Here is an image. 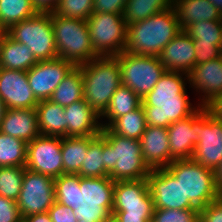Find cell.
Masks as SVG:
<instances>
[{"instance_id":"ab89813d","label":"cell","mask_w":222,"mask_h":222,"mask_svg":"<svg viewBox=\"0 0 222 222\" xmlns=\"http://www.w3.org/2000/svg\"><path fill=\"white\" fill-rule=\"evenodd\" d=\"M113 207H80L74 209L77 222H103Z\"/></svg>"},{"instance_id":"4dcf8cb0","label":"cell","mask_w":222,"mask_h":222,"mask_svg":"<svg viewBox=\"0 0 222 222\" xmlns=\"http://www.w3.org/2000/svg\"><path fill=\"white\" fill-rule=\"evenodd\" d=\"M55 200L73 210L81 205L80 176L63 174L54 179Z\"/></svg>"},{"instance_id":"7402d4cb","label":"cell","mask_w":222,"mask_h":222,"mask_svg":"<svg viewBox=\"0 0 222 222\" xmlns=\"http://www.w3.org/2000/svg\"><path fill=\"white\" fill-rule=\"evenodd\" d=\"M0 132L21 139L25 143L31 142L41 135L36 109L6 108L0 123Z\"/></svg>"},{"instance_id":"4fadbf2b","label":"cell","mask_w":222,"mask_h":222,"mask_svg":"<svg viewBox=\"0 0 222 222\" xmlns=\"http://www.w3.org/2000/svg\"><path fill=\"white\" fill-rule=\"evenodd\" d=\"M62 137L40 135L27 143L25 168L57 178L63 175Z\"/></svg>"},{"instance_id":"ba28073f","label":"cell","mask_w":222,"mask_h":222,"mask_svg":"<svg viewBox=\"0 0 222 222\" xmlns=\"http://www.w3.org/2000/svg\"><path fill=\"white\" fill-rule=\"evenodd\" d=\"M93 49L99 57L118 56L126 47L123 14L93 12L86 20Z\"/></svg>"},{"instance_id":"2e32d148","label":"cell","mask_w":222,"mask_h":222,"mask_svg":"<svg viewBox=\"0 0 222 222\" xmlns=\"http://www.w3.org/2000/svg\"><path fill=\"white\" fill-rule=\"evenodd\" d=\"M189 88L198 95V104L207 107L222 95V55L195 65L188 73Z\"/></svg>"},{"instance_id":"11a10c76","label":"cell","mask_w":222,"mask_h":222,"mask_svg":"<svg viewBox=\"0 0 222 222\" xmlns=\"http://www.w3.org/2000/svg\"><path fill=\"white\" fill-rule=\"evenodd\" d=\"M5 109H6V107L3 103V100L0 98V123H1L3 115L5 113Z\"/></svg>"},{"instance_id":"e0dca14e","label":"cell","mask_w":222,"mask_h":222,"mask_svg":"<svg viewBox=\"0 0 222 222\" xmlns=\"http://www.w3.org/2000/svg\"><path fill=\"white\" fill-rule=\"evenodd\" d=\"M0 98L8 109H32L39 103L23 70L0 69Z\"/></svg>"},{"instance_id":"83f0119b","label":"cell","mask_w":222,"mask_h":222,"mask_svg":"<svg viewBox=\"0 0 222 222\" xmlns=\"http://www.w3.org/2000/svg\"><path fill=\"white\" fill-rule=\"evenodd\" d=\"M37 62L38 60L29 47L15 41L10 36L7 38L0 61L1 68L27 72Z\"/></svg>"},{"instance_id":"bcb514c9","label":"cell","mask_w":222,"mask_h":222,"mask_svg":"<svg viewBox=\"0 0 222 222\" xmlns=\"http://www.w3.org/2000/svg\"><path fill=\"white\" fill-rule=\"evenodd\" d=\"M38 12L50 13L53 12L60 0H31Z\"/></svg>"},{"instance_id":"f5cc1de1","label":"cell","mask_w":222,"mask_h":222,"mask_svg":"<svg viewBox=\"0 0 222 222\" xmlns=\"http://www.w3.org/2000/svg\"><path fill=\"white\" fill-rule=\"evenodd\" d=\"M103 222H120L119 218L116 216V214L110 213Z\"/></svg>"},{"instance_id":"4316f807","label":"cell","mask_w":222,"mask_h":222,"mask_svg":"<svg viewBox=\"0 0 222 222\" xmlns=\"http://www.w3.org/2000/svg\"><path fill=\"white\" fill-rule=\"evenodd\" d=\"M97 136L62 138L63 174H78L87 154L89 144Z\"/></svg>"},{"instance_id":"db71d44e","label":"cell","mask_w":222,"mask_h":222,"mask_svg":"<svg viewBox=\"0 0 222 222\" xmlns=\"http://www.w3.org/2000/svg\"><path fill=\"white\" fill-rule=\"evenodd\" d=\"M208 1L214 4V6L218 9V11L222 15V0H208Z\"/></svg>"},{"instance_id":"cb8c5ba5","label":"cell","mask_w":222,"mask_h":222,"mask_svg":"<svg viewBox=\"0 0 222 222\" xmlns=\"http://www.w3.org/2000/svg\"><path fill=\"white\" fill-rule=\"evenodd\" d=\"M172 8L183 30L196 22L222 20L221 13L208 0H173Z\"/></svg>"},{"instance_id":"60d3db41","label":"cell","mask_w":222,"mask_h":222,"mask_svg":"<svg viewBox=\"0 0 222 222\" xmlns=\"http://www.w3.org/2000/svg\"><path fill=\"white\" fill-rule=\"evenodd\" d=\"M195 48V65L217 59L221 56V44L193 43Z\"/></svg>"},{"instance_id":"30bf717a","label":"cell","mask_w":222,"mask_h":222,"mask_svg":"<svg viewBox=\"0 0 222 222\" xmlns=\"http://www.w3.org/2000/svg\"><path fill=\"white\" fill-rule=\"evenodd\" d=\"M54 186V178L25 168L16 201L22 218L48 212L56 201Z\"/></svg>"},{"instance_id":"3957f363","label":"cell","mask_w":222,"mask_h":222,"mask_svg":"<svg viewBox=\"0 0 222 222\" xmlns=\"http://www.w3.org/2000/svg\"><path fill=\"white\" fill-rule=\"evenodd\" d=\"M181 30L174 9L170 7L145 20L128 24L124 51L158 57Z\"/></svg>"},{"instance_id":"b9f144b4","label":"cell","mask_w":222,"mask_h":222,"mask_svg":"<svg viewBox=\"0 0 222 222\" xmlns=\"http://www.w3.org/2000/svg\"><path fill=\"white\" fill-rule=\"evenodd\" d=\"M22 219L16 201L0 196V222H19Z\"/></svg>"},{"instance_id":"7a4b0ae2","label":"cell","mask_w":222,"mask_h":222,"mask_svg":"<svg viewBox=\"0 0 222 222\" xmlns=\"http://www.w3.org/2000/svg\"><path fill=\"white\" fill-rule=\"evenodd\" d=\"M104 167L113 181L146 179L151 169L141 153L140 140L102 128Z\"/></svg>"},{"instance_id":"816d5d0a","label":"cell","mask_w":222,"mask_h":222,"mask_svg":"<svg viewBox=\"0 0 222 222\" xmlns=\"http://www.w3.org/2000/svg\"><path fill=\"white\" fill-rule=\"evenodd\" d=\"M8 37H9L8 29H1L0 30V61H1V58H2L3 47H4L5 42H6Z\"/></svg>"},{"instance_id":"f35d334b","label":"cell","mask_w":222,"mask_h":222,"mask_svg":"<svg viewBox=\"0 0 222 222\" xmlns=\"http://www.w3.org/2000/svg\"><path fill=\"white\" fill-rule=\"evenodd\" d=\"M151 222H199V210L154 209Z\"/></svg>"},{"instance_id":"7dc6e473","label":"cell","mask_w":222,"mask_h":222,"mask_svg":"<svg viewBox=\"0 0 222 222\" xmlns=\"http://www.w3.org/2000/svg\"><path fill=\"white\" fill-rule=\"evenodd\" d=\"M207 108L222 121V95L215 99Z\"/></svg>"},{"instance_id":"5bb4252c","label":"cell","mask_w":222,"mask_h":222,"mask_svg":"<svg viewBox=\"0 0 222 222\" xmlns=\"http://www.w3.org/2000/svg\"><path fill=\"white\" fill-rule=\"evenodd\" d=\"M75 65L63 58L38 61L27 74L30 88L38 101L48 100Z\"/></svg>"},{"instance_id":"603a6c76","label":"cell","mask_w":222,"mask_h":222,"mask_svg":"<svg viewBox=\"0 0 222 222\" xmlns=\"http://www.w3.org/2000/svg\"><path fill=\"white\" fill-rule=\"evenodd\" d=\"M114 186L115 181L109 176L80 177V207H113Z\"/></svg>"},{"instance_id":"277c9868","label":"cell","mask_w":222,"mask_h":222,"mask_svg":"<svg viewBox=\"0 0 222 222\" xmlns=\"http://www.w3.org/2000/svg\"><path fill=\"white\" fill-rule=\"evenodd\" d=\"M79 67L83 77L84 100L101 115L121 85L118 59L115 56L96 57Z\"/></svg>"},{"instance_id":"8d00e7d4","label":"cell","mask_w":222,"mask_h":222,"mask_svg":"<svg viewBox=\"0 0 222 222\" xmlns=\"http://www.w3.org/2000/svg\"><path fill=\"white\" fill-rule=\"evenodd\" d=\"M25 167H0V196L17 201L24 177Z\"/></svg>"},{"instance_id":"8992f818","label":"cell","mask_w":222,"mask_h":222,"mask_svg":"<svg viewBox=\"0 0 222 222\" xmlns=\"http://www.w3.org/2000/svg\"><path fill=\"white\" fill-rule=\"evenodd\" d=\"M166 169L180 182L185 199L198 210L222 196L215 188L214 170L192 159L174 160Z\"/></svg>"},{"instance_id":"ac0fdd59","label":"cell","mask_w":222,"mask_h":222,"mask_svg":"<svg viewBox=\"0 0 222 222\" xmlns=\"http://www.w3.org/2000/svg\"><path fill=\"white\" fill-rule=\"evenodd\" d=\"M199 109L184 119L171 123L167 128L171 157L174 160L191 159L199 142Z\"/></svg>"},{"instance_id":"9f6ffc18","label":"cell","mask_w":222,"mask_h":222,"mask_svg":"<svg viewBox=\"0 0 222 222\" xmlns=\"http://www.w3.org/2000/svg\"><path fill=\"white\" fill-rule=\"evenodd\" d=\"M220 50H221V55H222V42H221V45H220Z\"/></svg>"},{"instance_id":"8fae6325","label":"cell","mask_w":222,"mask_h":222,"mask_svg":"<svg viewBox=\"0 0 222 222\" xmlns=\"http://www.w3.org/2000/svg\"><path fill=\"white\" fill-rule=\"evenodd\" d=\"M198 139L191 159L214 170L222 161V121L204 106L199 108Z\"/></svg>"},{"instance_id":"74e56055","label":"cell","mask_w":222,"mask_h":222,"mask_svg":"<svg viewBox=\"0 0 222 222\" xmlns=\"http://www.w3.org/2000/svg\"><path fill=\"white\" fill-rule=\"evenodd\" d=\"M53 12L69 19L87 20L93 13V0H60Z\"/></svg>"},{"instance_id":"f1b7e54d","label":"cell","mask_w":222,"mask_h":222,"mask_svg":"<svg viewBox=\"0 0 222 222\" xmlns=\"http://www.w3.org/2000/svg\"><path fill=\"white\" fill-rule=\"evenodd\" d=\"M84 99L81 68L75 66L60 82L49 100L63 107Z\"/></svg>"},{"instance_id":"d6986e66","label":"cell","mask_w":222,"mask_h":222,"mask_svg":"<svg viewBox=\"0 0 222 222\" xmlns=\"http://www.w3.org/2000/svg\"><path fill=\"white\" fill-rule=\"evenodd\" d=\"M65 137L98 136L102 131L100 115L84 99L64 107Z\"/></svg>"},{"instance_id":"5b68a950","label":"cell","mask_w":222,"mask_h":222,"mask_svg":"<svg viewBox=\"0 0 222 222\" xmlns=\"http://www.w3.org/2000/svg\"><path fill=\"white\" fill-rule=\"evenodd\" d=\"M58 58L79 66L99 57L93 49L86 20L69 19L51 12Z\"/></svg>"},{"instance_id":"d4e9b609","label":"cell","mask_w":222,"mask_h":222,"mask_svg":"<svg viewBox=\"0 0 222 222\" xmlns=\"http://www.w3.org/2000/svg\"><path fill=\"white\" fill-rule=\"evenodd\" d=\"M35 109L41 135L65 137V111L63 106L48 99L39 101Z\"/></svg>"},{"instance_id":"6da1fadb","label":"cell","mask_w":222,"mask_h":222,"mask_svg":"<svg viewBox=\"0 0 222 222\" xmlns=\"http://www.w3.org/2000/svg\"><path fill=\"white\" fill-rule=\"evenodd\" d=\"M188 75L165 71L152 90L142 99L146 125L168 128L171 123L193 115L201 106H193L187 92Z\"/></svg>"},{"instance_id":"7bdbcfd3","label":"cell","mask_w":222,"mask_h":222,"mask_svg":"<svg viewBox=\"0 0 222 222\" xmlns=\"http://www.w3.org/2000/svg\"><path fill=\"white\" fill-rule=\"evenodd\" d=\"M199 222H222V196L199 210Z\"/></svg>"},{"instance_id":"c3c4849f","label":"cell","mask_w":222,"mask_h":222,"mask_svg":"<svg viewBox=\"0 0 222 222\" xmlns=\"http://www.w3.org/2000/svg\"><path fill=\"white\" fill-rule=\"evenodd\" d=\"M120 222H151L152 216H126L116 215Z\"/></svg>"},{"instance_id":"7c38bea8","label":"cell","mask_w":222,"mask_h":222,"mask_svg":"<svg viewBox=\"0 0 222 222\" xmlns=\"http://www.w3.org/2000/svg\"><path fill=\"white\" fill-rule=\"evenodd\" d=\"M154 203L147 179L115 181L112 213L153 216Z\"/></svg>"},{"instance_id":"1f68e13d","label":"cell","mask_w":222,"mask_h":222,"mask_svg":"<svg viewBox=\"0 0 222 222\" xmlns=\"http://www.w3.org/2000/svg\"><path fill=\"white\" fill-rule=\"evenodd\" d=\"M173 0H127L123 18L126 24L145 20L149 16L172 7Z\"/></svg>"},{"instance_id":"9c48e42d","label":"cell","mask_w":222,"mask_h":222,"mask_svg":"<svg viewBox=\"0 0 222 222\" xmlns=\"http://www.w3.org/2000/svg\"><path fill=\"white\" fill-rule=\"evenodd\" d=\"M121 70V85L143 99L166 71L157 56L135 55L127 51L115 56Z\"/></svg>"},{"instance_id":"ffe728a7","label":"cell","mask_w":222,"mask_h":222,"mask_svg":"<svg viewBox=\"0 0 222 222\" xmlns=\"http://www.w3.org/2000/svg\"><path fill=\"white\" fill-rule=\"evenodd\" d=\"M140 145L144 161L151 170L166 168L174 161L167 128L147 126L140 138Z\"/></svg>"},{"instance_id":"e575fe53","label":"cell","mask_w":222,"mask_h":222,"mask_svg":"<svg viewBox=\"0 0 222 222\" xmlns=\"http://www.w3.org/2000/svg\"><path fill=\"white\" fill-rule=\"evenodd\" d=\"M78 175L90 178L109 176L104 167L103 138L100 135L89 144Z\"/></svg>"},{"instance_id":"681fc988","label":"cell","mask_w":222,"mask_h":222,"mask_svg":"<svg viewBox=\"0 0 222 222\" xmlns=\"http://www.w3.org/2000/svg\"><path fill=\"white\" fill-rule=\"evenodd\" d=\"M26 222H54L51 220L50 215L48 212L46 213H40V214H34L31 216H27L23 218Z\"/></svg>"},{"instance_id":"ee69618b","label":"cell","mask_w":222,"mask_h":222,"mask_svg":"<svg viewBox=\"0 0 222 222\" xmlns=\"http://www.w3.org/2000/svg\"><path fill=\"white\" fill-rule=\"evenodd\" d=\"M127 0H93V12L123 14Z\"/></svg>"},{"instance_id":"52a82bcc","label":"cell","mask_w":222,"mask_h":222,"mask_svg":"<svg viewBox=\"0 0 222 222\" xmlns=\"http://www.w3.org/2000/svg\"><path fill=\"white\" fill-rule=\"evenodd\" d=\"M8 32L12 39L29 47L38 61L58 57L51 12H39L30 19L12 25Z\"/></svg>"},{"instance_id":"836d02e7","label":"cell","mask_w":222,"mask_h":222,"mask_svg":"<svg viewBox=\"0 0 222 222\" xmlns=\"http://www.w3.org/2000/svg\"><path fill=\"white\" fill-rule=\"evenodd\" d=\"M146 127V116L142 105L136 110L118 117L109 126L114 133L137 140H140Z\"/></svg>"},{"instance_id":"f6af8a7d","label":"cell","mask_w":222,"mask_h":222,"mask_svg":"<svg viewBox=\"0 0 222 222\" xmlns=\"http://www.w3.org/2000/svg\"><path fill=\"white\" fill-rule=\"evenodd\" d=\"M48 213L54 222H77L73 209L56 201L48 210Z\"/></svg>"},{"instance_id":"d6a6232c","label":"cell","mask_w":222,"mask_h":222,"mask_svg":"<svg viewBox=\"0 0 222 222\" xmlns=\"http://www.w3.org/2000/svg\"><path fill=\"white\" fill-rule=\"evenodd\" d=\"M27 143L0 132V167H25Z\"/></svg>"},{"instance_id":"f546056e","label":"cell","mask_w":222,"mask_h":222,"mask_svg":"<svg viewBox=\"0 0 222 222\" xmlns=\"http://www.w3.org/2000/svg\"><path fill=\"white\" fill-rule=\"evenodd\" d=\"M38 13L31 0H0V27L9 29Z\"/></svg>"},{"instance_id":"9a60e30c","label":"cell","mask_w":222,"mask_h":222,"mask_svg":"<svg viewBox=\"0 0 222 222\" xmlns=\"http://www.w3.org/2000/svg\"><path fill=\"white\" fill-rule=\"evenodd\" d=\"M146 179L154 209H196L185 199L180 182L166 168L151 170Z\"/></svg>"},{"instance_id":"d590c367","label":"cell","mask_w":222,"mask_h":222,"mask_svg":"<svg viewBox=\"0 0 222 222\" xmlns=\"http://www.w3.org/2000/svg\"><path fill=\"white\" fill-rule=\"evenodd\" d=\"M184 31L193 43L221 44L222 20L200 21L188 25Z\"/></svg>"},{"instance_id":"44dd1931","label":"cell","mask_w":222,"mask_h":222,"mask_svg":"<svg viewBox=\"0 0 222 222\" xmlns=\"http://www.w3.org/2000/svg\"><path fill=\"white\" fill-rule=\"evenodd\" d=\"M193 39L182 29L158 56L166 71L188 73L195 67Z\"/></svg>"},{"instance_id":"f907efd6","label":"cell","mask_w":222,"mask_h":222,"mask_svg":"<svg viewBox=\"0 0 222 222\" xmlns=\"http://www.w3.org/2000/svg\"><path fill=\"white\" fill-rule=\"evenodd\" d=\"M214 180H215V188L222 195V161L214 169Z\"/></svg>"},{"instance_id":"484cf974","label":"cell","mask_w":222,"mask_h":222,"mask_svg":"<svg viewBox=\"0 0 222 222\" xmlns=\"http://www.w3.org/2000/svg\"><path fill=\"white\" fill-rule=\"evenodd\" d=\"M141 105L142 99L133 90L120 85L110 99L106 110L100 115L102 127H109L118 117L136 110Z\"/></svg>"}]
</instances>
